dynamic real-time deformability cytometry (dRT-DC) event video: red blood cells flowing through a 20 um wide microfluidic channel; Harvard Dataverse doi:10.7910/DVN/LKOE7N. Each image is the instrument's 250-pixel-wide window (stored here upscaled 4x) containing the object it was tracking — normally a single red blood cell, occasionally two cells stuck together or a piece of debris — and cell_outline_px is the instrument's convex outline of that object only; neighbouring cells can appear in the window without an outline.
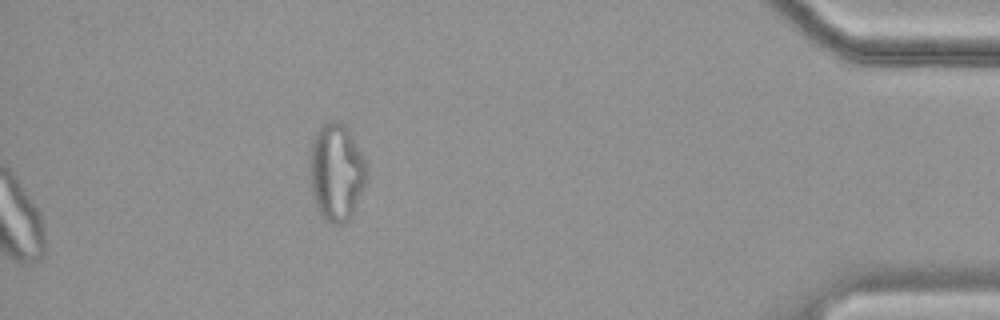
{"species": "common noctule bat (a hibernating species)", "species_latin": "Nyctalus noctula", "temperature_condition": "cold", "stored_images_in_passage": 34, "camera_frame_rate_fps": 3000, "um_per_image_px": 0.085, "animal": {"sex": "female", "body_mass_g": 19.9}, "frame": {"image": 1, "passage_image": 34, "time_ms": 11.0, "image_size_px": [1000, 320], "cell_outline_px": [[368, 180], [356, 208], [352, 216], [344, 224], [328, 224], [320, 216], [316, 208], [312, 192], [312, 140], [316, 132], [324, 124], [332, 120], [344, 124], [348, 128], [368, 164]], "centroid_in_image_um": [28.66, 14.7], "position_along_channel_um": 406.5, "area_um2": 32.48}}